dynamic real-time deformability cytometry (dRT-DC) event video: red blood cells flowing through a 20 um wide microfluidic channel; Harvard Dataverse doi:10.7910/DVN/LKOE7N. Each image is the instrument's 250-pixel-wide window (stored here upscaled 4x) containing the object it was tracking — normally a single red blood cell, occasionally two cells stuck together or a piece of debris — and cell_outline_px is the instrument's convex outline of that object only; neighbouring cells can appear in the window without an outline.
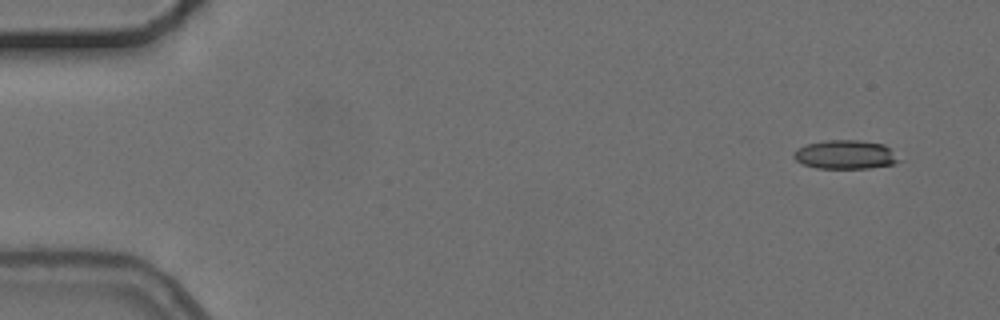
{"species": "common noctule bat (a hibernating species)", "species_latin": "Nyctalus noctula", "temperature_condition": "cold", "stored_images_in_passage": 4, "camera_frame_rate_fps": 3000, "um_per_image_px": 0.085, "animal": {"sex": "female", "body_mass_g": 24.6, "forearm_length_mm": 56.2}, "frame": {"image": 1, "passage_image": 1, "time_ms": 0.0, "image_size_px": [1000, 320], "cell_outline_px": [[904, 160], [896, 164], [868, 168], [816, 168], [804, 164], [796, 160], [792, 156], [792, 152], [796, 148], [808, 144], [824, 140], [860, 140], [884, 144]], "centroid_in_image_um": [71.89, 13.14], "position_along_channel_um": 13.1, "area_um2": 17.98}}